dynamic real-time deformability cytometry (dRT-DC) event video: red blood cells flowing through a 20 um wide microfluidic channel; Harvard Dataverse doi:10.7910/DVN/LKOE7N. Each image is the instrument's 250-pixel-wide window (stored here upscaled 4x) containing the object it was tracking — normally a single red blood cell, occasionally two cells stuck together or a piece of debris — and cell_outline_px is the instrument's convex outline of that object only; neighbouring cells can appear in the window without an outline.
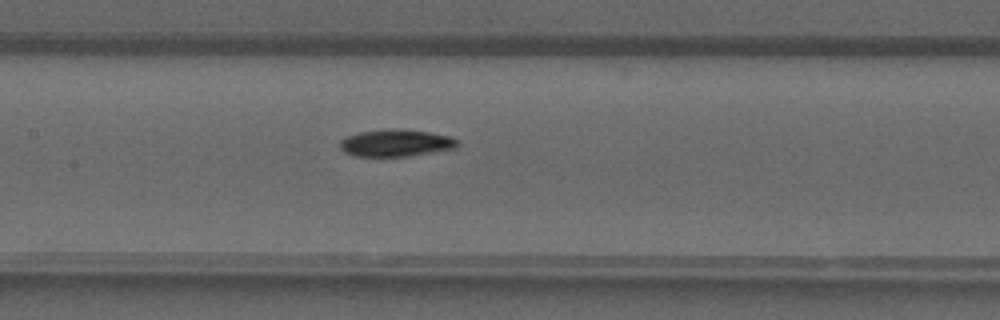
{"species": "common noctule bat (a hibernating species)", "species_latin": "Nyctalus noctula", "temperature_condition": "warm", "stored_images_in_passage": 29, "camera_frame_rate_fps": 3000, "um_per_image_px": 0.085, "animal": {"sex": "male", "forearm_length_mm": 52.5}, "frame": {"image": 1, "passage_image": 8, "time_ms": 2.333, "image_size_px": [1000, 320], "cell_outline_px": [[460, 144], [456, 148], [404, 156], [356, 156], [344, 152], [340, 148], [340, 140], [348, 136], [360, 132], [384, 128], [396, 128], [428, 132], [452, 136], [460, 140]], "centroid_in_image_um": [33.67, 12.13], "position_along_channel_um": 173.7, "area_um2": 18.61}}
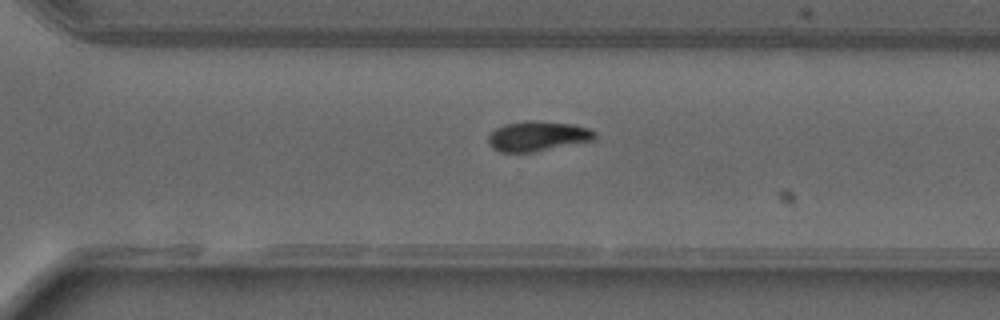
{"frame": {"image": 2, "passage_image": 17, "time_ms": 5.333, "image_size_px": [1000, 320], "cell_outline_px": [[596, 136], [592, 140], [532, 152], [500, 152], [492, 148], [488, 144], [488, 136], [496, 128], [504, 124], [528, 120], [536, 120], [572, 124], [588, 128], [596, 132]], "centroid_in_image_um": [45.66, 11.56], "position_along_channel_um": 324.9, "area_um2": 18.5}}
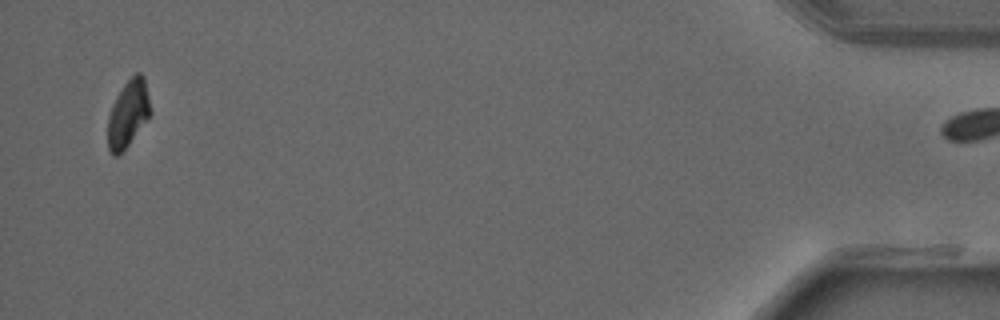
{"frame": {"image": 3, "passage_image": 28, "time_ms": 9.0, "image_size_px": [1000, 320], "cell_outline_px": [[152, 112], [128, 144], [116, 156], [112, 156], [108, 148], [108, 116], [112, 104], [116, 96], [124, 84], [136, 72], [140, 72], [144, 76]], "centroid_in_image_um": [10.88, 9.62], "position_along_channel_um": 424.3, "area_um2": 16.42}}